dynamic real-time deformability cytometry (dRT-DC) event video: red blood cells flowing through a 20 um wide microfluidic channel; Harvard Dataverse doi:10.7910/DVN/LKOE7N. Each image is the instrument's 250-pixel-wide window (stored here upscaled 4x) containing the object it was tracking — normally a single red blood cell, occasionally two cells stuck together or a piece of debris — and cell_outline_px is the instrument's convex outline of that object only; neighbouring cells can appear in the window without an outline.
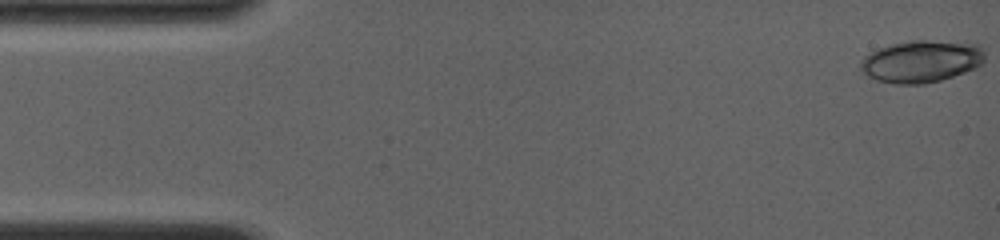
{"species": "common noctule bat (a hibernating species)", "species_latin": "Nyctalus noctula", "temperature_condition": "room temperature", "stored_images_in_passage": 11, "camera_frame_rate_fps": 4000, "um_per_image_px": 0.085, "animal": {"sex": "female", "body_mass_g": 19.0, "forearm_length_mm": 56.7}, "frame": {"image": 1, "passage_image": 1, "time_ms": 0.0, "image_size_px": [1000, 240], "cell_outline_px": [[984, 60], [980, 64], [972, 68], [952, 76], [940, 80], [924, 84], [896, 84], [880, 80], [864, 72], [860, 68], [860, 60], [864, 56], [880, 48], [892, 44], [908, 40], [928, 40], [976, 44], [980, 48], [984, 56]], "centroid_in_image_um": [78.28, 5.2], "position_along_channel_um": 6.7, "area_um2": 29.82}}
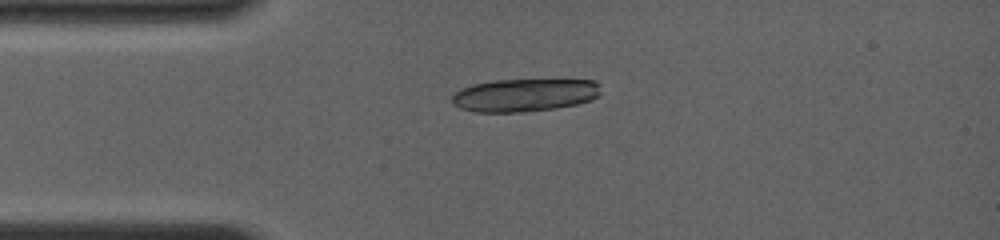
{"frame": {"image": 2, "passage_image": 10, "time_ms": 3.5, "image_size_px": [1000, 240], "cell_outline_px": [[600, 96], [592, 100], [576, 104], [556, 108], [524, 112], [476, 112], [460, 108], [452, 104], [452, 96], [460, 88], [472, 84], [492, 80], [596, 80], [600, 84]], "centroid_in_image_um": [44.59, 8.08], "position_along_channel_um": 40.4, "area_um2": 28.78}}